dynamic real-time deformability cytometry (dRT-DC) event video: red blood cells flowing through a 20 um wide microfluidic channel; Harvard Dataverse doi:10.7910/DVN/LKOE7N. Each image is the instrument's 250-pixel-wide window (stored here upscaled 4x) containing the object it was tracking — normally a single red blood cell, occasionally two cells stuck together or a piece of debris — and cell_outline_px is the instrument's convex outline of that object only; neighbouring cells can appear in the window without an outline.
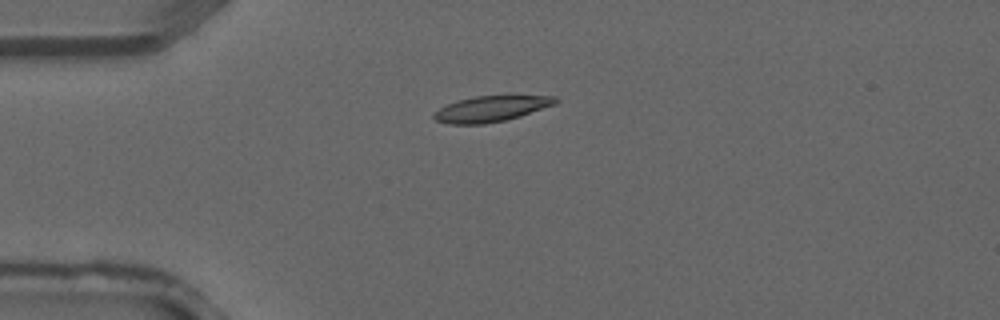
{"species": "common noctule bat (a hibernating species)", "species_latin": "Nyctalus noctula", "temperature_condition": "warm", "stored_images_in_passage": 4, "camera_frame_rate_fps": 3000, "um_per_image_px": 0.085, "animal": {"sex": "male", "forearm_length_mm": 52.5}, "frame": {"image": 1, "passage_image": 3, "time_ms": 0.667, "image_size_px": [1000, 320], "cell_outline_px": [[560, 100], [556, 104], [520, 116], [504, 120], [484, 124], [448, 124], [436, 120], [432, 116], [432, 112], [448, 104], [460, 100], [476, 96], [556, 96]], "centroid_in_image_um": [41.74, 9.25], "position_along_channel_um": 43.3, "area_um2": 18.09}}